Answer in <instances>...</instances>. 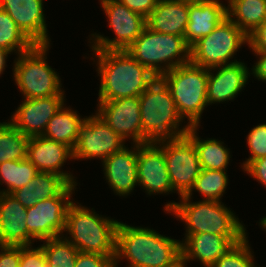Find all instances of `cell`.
Listing matches in <instances>:
<instances>
[{
  "label": "cell",
  "mask_w": 266,
  "mask_h": 267,
  "mask_svg": "<svg viewBox=\"0 0 266 267\" xmlns=\"http://www.w3.org/2000/svg\"><path fill=\"white\" fill-rule=\"evenodd\" d=\"M125 259L128 267H174L182 260L181 241L153 228L118 223L116 267Z\"/></svg>",
  "instance_id": "obj_1"
},
{
  "label": "cell",
  "mask_w": 266,
  "mask_h": 267,
  "mask_svg": "<svg viewBox=\"0 0 266 267\" xmlns=\"http://www.w3.org/2000/svg\"><path fill=\"white\" fill-rule=\"evenodd\" d=\"M100 86L98 102L139 96L157 78L127 50L92 49Z\"/></svg>",
  "instance_id": "obj_2"
},
{
  "label": "cell",
  "mask_w": 266,
  "mask_h": 267,
  "mask_svg": "<svg viewBox=\"0 0 266 267\" xmlns=\"http://www.w3.org/2000/svg\"><path fill=\"white\" fill-rule=\"evenodd\" d=\"M165 213L185 223V240L189 235L212 233L220 236H247L245 225L238 216L221 201L200 200L193 202L191 198L180 197V202H168L164 206Z\"/></svg>",
  "instance_id": "obj_3"
},
{
  "label": "cell",
  "mask_w": 266,
  "mask_h": 267,
  "mask_svg": "<svg viewBox=\"0 0 266 267\" xmlns=\"http://www.w3.org/2000/svg\"><path fill=\"white\" fill-rule=\"evenodd\" d=\"M139 103L144 143L181 137L189 131V124L182 127L184 119L160 77L139 95Z\"/></svg>",
  "instance_id": "obj_4"
},
{
  "label": "cell",
  "mask_w": 266,
  "mask_h": 267,
  "mask_svg": "<svg viewBox=\"0 0 266 267\" xmlns=\"http://www.w3.org/2000/svg\"><path fill=\"white\" fill-rule=\"evenodd\" d=\"M78 204L72 202L67 210L64 230L67 233L63 237L79 252L115 256L119 221L97 214L94 208Z\"/></svg>",
  "instance_id": "obj_5"
},
{
  "label": "cell",
  "mask_w": 266,
  "mask_h": 267,
  "mask_svg": "<svg viewBox=\"0 0 266 267\" xmlns=\"http://www.w3.org/2000/svg\"><path fill=\"white\" fill-rule=\"evenodd\" d=\"M169 87L180 116L190 126H201L200 119L208 107V69L193 64H182L160 77Z\"/></svg>",
  "instance_id": "obj_6"
},
{
  "label": "cell",
  "mask_w": 266,
  "mask_h": 267,
  "mask_svg": "<svg viewBox=\"0 0 266 267\" xmlns=\"http://www.w3.org/2000/svg\"><path fill=\"white\" fill-rule=\"evenodd\" d=\"M49 47V44H35L14 59L13 80L23 99L65 95L60 75L46 61Z\"/></svg>",
  "instance_id": "obj_7"
},
{
  "label": "cell",
  "mask_w": 266,
  "mask_h": 267,
  "mask_svg": "<svg viewBox=\"0 0 266 267\" xmlns=\"http://www.w3.org/2000/svg\"><path fill=\"white\" fill-rule=\"evenodd\" d=\"M127 51L157 77L190 62V46L185 37L158 33L147 26Z\"/></svg>",
  "instance_id": "obj_8"
},
{
  "label": "cell",
  "mask_w": 266,
  "mask_h": 267,
  "mask_svg": "<svg viewBox=\"0 0 266 267\" xmlns=\"http://www.w3.org/2000/svg\"><path fill=\"white\" fill-rule=\"evenodd\" d=\"M245 44L248 45V36L226 17L190 47V61L207 69L233 64L239 61L230 59Z\"/></svg>",
  "instance_id": "obj_9"
},
{
  "label": "cell",
  "mask_w": 266,
  "mask_h": 267,
  "mask_svg": "<svg viewBox=\"0 0 266 267\" xmlns=\"http://www.w3.org/2000/svg\"><path fill=\"white\" fill-rule=\"evenodd\" d=\"M107 16L108 26L115 34L114 38L92 33L89 40L91 49L99 50H127L142 34L146 25V18L131 11L118 0H99Z\"/></svg>",
  "instance_id": "obj_10"
},
{
  "label": "cell",
  "mask_w": 266,
  "mask_h": 267,
  "mask_svg": "<svg viewBox=\"0 0 266 267\" xmlns=\"http://www.w3.org/2000/svg\"><path fill=\"white\" fill-rule=\"evenodd\" d=\"M77 185L69 184L59 195L40 200L26 209L29 245L64 235L66 214Z\"/></svg>",
  "instance_id": "obj_11"
},
{
  "label": "cell",
  "mask_w": 266,
  "mask_h": 267,
  "mask_svg": "<svg viewBox=\"0 0 266 267\" xmlns=\"http://www.w3.org/2000/svg\"><path fill=\"white\" fill-rule=\"evenodd\" d=\"M166 166L174 193L179 197L187 195L193 188L201 172L198 152L192 140L187 136L160 140Z\"/></svg>",
  "instance_id": "obj_12"
},
{
  "label": "cell",
  "mask_w": 266,
  "mask_h": 267,
  "mask_svg": "<svg viewBox=\"0 0 266 267\" xmlns=\"http://www.w3.org/2000/svg\"><path fill=\"white\" fill-rule=\"evenodd\" d=\"M126 140L117 134L97 113L86 116L73 149V160L98 159L102 162L122 150Z\"/></svg>",
  "instance_id": "obj_13"
},
{
  "label": "cell",
  "mask_w": 266,
  "mask_h": 267,
  "mask_svg": "<svg viewBox=\"0 0 266 267\" xmlns=\"http://www.w3.org/2000/svg\"><path fill=\"white\" fill-rule=\"evenodd\" d=\"M96 113L124 140L144 144L139 96L98 102Z\"/></svg>",
  "instance_id": "obj_14"
},
{
  "label": "cell",
  "mask_w": 266,
  "mask_h": 267,
  "mask_svg": "<svg viewBox=\"0 0 266 267\" xmlns=\"http://www.w3.org/2000/svg\"><path fill=\"white\" fill-rule=\"evenodd\" d=\"M138 183L147 195L174 192L163 148L157 142L138 144Z\"/></svg>",
  "instance_id": "obj_15"
},
{
  "label": "cell",
  "mask_w": 266,
  "mask_h": 267,
  "mask_svg": "<svg viewBox=\"0 0 266 267\" xmlns=\"http://www.w3.org/2000/svg\"><path fill=\"white\" fill-rule=\"evenodd\" d=\"M23 100L9 122L28 137L42 136L48 121L65 104V95Z\"/></svg>",
  "instance_id": "obj_16"
},
{
  "label": "cell",
  "mask_w": 266,
  "mask_h": 267,
  "mask_svg": "<svg viewBox=\"0 0 266 267\" xmlns=\"http://www.w3.org/2000/svg\"><path fill=\"white\" fill-rule=\"evenodd\" d=\"M27 159L36 167L38 172L58 174L70 184H78L70 171L68 173L62 169L67 159H74L73 149L64 143L43 136L30 137L27 146Z\"/></svg>",
  "instance_id": "obj_17"
},
{
  "label": "cell",
  "mask_w": 266,
  "mask_h": 267,
  "mask_svg": "<svg viewBox=\"0 0 266 267\" xmlns=\"http://www.w3.org/2000/svg\"><path fill=\"white\" fill-rule=\"evenodd\" d=\"M244 61L208 69V106L234 99L246 87L251 72ZM218 70V71H217ZM215 72V73H214Z\"/></svg>",
  "instance_id": "obj_18"
},
{
  "label": "cell",
  "mask_w": 266,
  "mask_h": 267,
  "mask_svg": "<svg viewBox=\"0 0 266 267\" xmlns=\"http://www.w3.org/2000/svg\"><path fill=\"white\" fill-rule=\"evenodd\" d=\"M43 3V0H0V8L34 44L50 45Z\"/></svg>",
  "instance_id": "obj_19"
},
{
  "label": "cell",
  "mask_w": 266,
  "mask_h": 267,
  "mask_svg": "<svg viewBox=\"0 0 266 267\" xmlns=\"http://www.w3.org/2000/svg\"><path fill=\"white\" fill-rule=\"evenodd\" d=\"M133 146V147H132ZM129 149L125 146L122 150L111 154L102 161L104 178L111 190L119 197H128L138 183L137 156L138 144H133Z\"/></svg>",
  "instance_id": "obj_20"
},
{
  "label": "cell",
  "mask_w": 266,
  "mask_h": 267,
  "mask_svg": "<svg viewBox=\"0 0 266 267\" xmlns=\"http://www.w3.org/2000/svg\"><path fill=\"white\" fill-rule=\"evenodd\" d=\"M246 236H220L212 233L189 235L181 242L182 262L199 261L204 267H211L232 245Z\"/></svg>",
  "instance_id": "obj_21"
},
{
  "label": "cell",
  "mask_w": 266,
  "mask_h": 267,
  "mask_svg": "<svg viewBox=\"0 0 266 267\" xmlns=\"http://www.w3.org/2000/svg\"><path fill=\"white\" fill-rule=\"evenodd\" d=\"M222 2V3H221ZM227 17V6L220 0L189 1L185 41L191 47L210 34Z\"/></svg>",
  "instance_id": "obj_22"
},
{
  "label": "cell",
  "mask_w": 266,
  "mask_h": 267,
  "mask_svg": "<svg viewBox=\"0 0 266 267\" xmlns=\"http://www.w3.org/2000/svg\"><path fill=\"white\" fill-rule=\"evenodd\" d=\"M26 209L11 194L0 193V245H29Z\"/></svg>",
  "instance_id": "obj_23"
},
{
  "label": "cell",
  "mask_w": 266,
  "mask_h": 267,
  "mask_svg": "<svg viewBox=\"0 0 266 267\" xmlns=\"http://www.w3.org/2000/svg\"><path fill=\"white\" fill-rule=\"evenodd\" d=\"M188 19L189 0H160L146 18V25L158 33L184 37Z\"/></svg>",
  "instance_id": "obj_24"
},
{
  "label": "cell",
  "mask_w": 266,
  "mask_h": 267,
  "mask_svg": "<svg viewBox=\"0 0 266 267\" xmlns=\"http://www.w3.org/2000/svg\"><path fill=\"white\" fill-rule=\"evenodd\" d=\"M70 183L61 175L38 172L26 185L11 193L24 207H32L38 201L59 195Z\"/></svg>",
  "instance_id": "obj_25"
},
{
  "label": "cell",
  "mask_w": 266,
  "mask_h": 267,
  "mask_svg": "<svg viewBox=\"0 0 266 267\" xmlns=\"http://www.w3.org/2000/svg\"><path fill=\"white\" fill-rule=\"evenodd\" d=\"M64 104L57 113L48 121L43 137L64 143L75 148L79 132L86 116L82 118L77 112Z\"/></svg>",
  "instance_id": "obj_26"
},
{
  "label": "cell",
  "mask_w": 266,
  "mask_h": 267,
  "mask_svg": "<svg viewBox=\"0 0 266 267\" xmlns=\"http://www.w3.org/2000/svg\"><path fill=\"white\" fill-rule=\"evenodd\" d=\"M199 126H191L187 136L194 143L198 152L201 169L227 170L230 158L229 148L224 146V142L214 138L202 139L197 131Z\"/></svg>",
  "instance_id": "obj_27"
},
{
  "label": "cell",
  "mask_w": 266,
  "mask_h": 267,
  "mask_svg": "<svg viewBox=\"0 0 266 267\" xmlns=\"http://www.w3.org/2000/svg\"><path fill=\"white\" fill-rule=\"evenodd\" d=\"M227 3V17L247 36L266 20V0H228Z\"/></svg>",
  "instance_id": "obj_28"
},
{
  "label": "cell",
  "mask_w": 266,
  "mask_h": 267,
  "mask_svg": "<svg viewBox=\"0 0 266 267\" xmlns=\"http://www.w3.org/2000/svg\"><path fill=\"white\" fill-rule=\"evenodd\" d=\"M37 173L38 170L27 158L0 164V185H6V189H0V193L11 194L26 186Z\"/></svg>",
  "instance_id": "obj_29"
},
{
  "label": "cell",
  "mask_w": 266,
  "mask_h": 267,
  "mask_svg": "<svg viewBox=\"0 0 266 267\" xmlns=\"http://www.w3.org/2000/svg\"><path fill=\"white\" fill-rule=\"evenodd\" d=\"M29 138L9 121L0 122V164L26 159Z\"/></svg>",
  "instance_id": "obj_30"
},
{
  "label": "cell",
  "mask_w": 266,
  "mask_h": 267,
  "mask_svg": "<svg viewBox=\"0 0 266 267\" xmlns=\"http://www.w3.org/2000/svg\"><path fill=\"white\" fill-rule=\"evenodd\" d=\"M228 182L227 170L201 169L193 188L186 196L193 199V191H197L203 195L204 199L202 200L221 202V197L227 189Z\"/></svg>",
  "instance_id": "obj_31"
},
{
  "label": "cell",
  "mask_w": 266,
  "mask_h": 267,
  "mask_svg": "<svg viewBox=\"0 0 266 267\" xmlns=\"http://www.w3.org/2000/svg\"><path fill=\"white\" fill-rule=\"evenodd\" d=\"M35 44L23 33L9 14L0 8V48L16 56L28 51Z\"/></svg>",
  "instance_id": "obj_32"
},
{
  "label": "cell",
  "mask_w": 266,
  "mask_h": 267,
  "mask_svg": "<svg viewBox=\"0 0 266 267\" xmlns=\"http://www.w3.org/2000/svg\"><path fill=\"white\" fill-rule=\"evenodd\" d=\"M49 267H75L79 250L63 236L41 244Z\"/></svg>",
  "instance_id": "obj_33"
},
{
  "label": "cell",
  "mask_w": 266,
  "mask_h": 267,
  "mask_svg": "<svg viewBox=\"0 0 266 267\" xmlns=\"http://www.w3.org/2000/svg\"><path fill=\"white\" fill-rule=\"evenodd\" d=\"M248 236L232 245L211 267H256Z\"/></svg>",
  "instance_id": "obj_34"
},
{
  "label": "cell",
  "mask_w": 266,
  "mask_h": 267,
  "mask_svg": "<svg viewBox=\"0 0 266 267\" xmlns=\"http://www.w3.org/2000/svg\"><path fill=\"white\" fill-rule=\"evenodd\" d=\"M246 140L251 156L242 163V169L251 161L266 157V123L251 128Z\"/></svg>",
  "instance_id": "obj_35"
},
{
  "label": "cell",
  "mask_w": 266,
  "mask_h": 267,
  "mask_svg": "<svg viewBox=\"0 0 266 267\" xmlns=\"http://www.w3.org/2000/svg\"><path fill=\"white\" fill-rule=\"evenodd\" d=\"M19 267H49L42 246H20Z\"/></svg>",
  "instance_id": "obj_36"
},
{
  "label": "cell",
  "mask_w": 266,
  "mask_h": 267,
  "mask_svg": "<svg viewBox=\"0 0 266 267\" xmlns=\"http://www.w3.org/2000/svg\"><path fill=\"white\" fill-rule=\"evenodd\" d=\"M75 267H116L115 256L79 252Z\"/></svg>",
  "instance_id": "obj_37"
},
{
  "label": "cell",
  "mask_w": 266,
  "mask_h": 267,
  "mask_svg": "<svg viewBox=\"0 0 266 267\" xmlns=\"http://www.w3.org/2000/svg\"><path fill=\"white\" fill-rule=\"evenodd\" d=\"M20 246L0 245V267H19Z\"/></svg>",
  "instance_id": "obj_38"
},
{
  "label": "cell",
  "mask_w": 266,
  "mask_h": 267,
  "mask_svg": "<svg viewBox=\"0 0 266 267\" xmlns=\"http://www.w3.org/2000/svg\"><path fill=\"white\" fill-rule=\"evenodd\" d=\"M248 47L252 52H266V20L248 36Z\"/></svg>",
  "instance_id": "obj_39"
},
{
  "label": "cell",
  "mask_w": 266,
  "mask_h": 267,
  "mask_svg": "<svg viewBox=\"0 0 266 267\" xmlns=\"http://www.w3.org/2000/svg\"><path fill=\"white\" fill-rule=\"evenodd\" d=\"M243 171L266 188V157L251 161Z\"/></svg>",
  "instance_id": "obj_40"
},
{
  "label": "cell",
  "mask_w": 266,
  "mask_h": 267,
  "mask_svg": "<svg viewBox=\"0 0 266 267\" xmlns=\"http://www.w3.org/2000/svg\"><path fill=\"white\" fill-rule=\"evenodd\" d=\"M128 9L147 18L156 7L158 0H118Z\"/></svg>",
  "instance_id": "obj_41"
},
{
  "label": "cell",
  "mask_w": 266,
  "mask_h": 267,
  "mask_svg": "<svg viewBox=\"0 0 266 267\" xmlns=\"http://www.w3.org/2000/svg\"><path fill=\"white\" fill-rule=\"evenodd\" d=\"M258 60L254 63L251 69V74L257 80L266 83V52H253ZM259 56V57H258Z\"/></svg>",
  "instance_id": "obj_42"
},
{
  "label": "cell",
  "mask_w": 266,
  "mask_h": 267,
  "mask_svg": "<svg viewBox=\"0 0 266 267\" xmlns=\"http://www.w3.org/2000/svg\"><path fill=\"white\" fill-rule=\"evenodd\" d=\"M9 54L11 55L10 51L0 48V76L3 74V72L6 69L5 68L7 66L6 60Z\"/></svg>",
  "instance_id": "obj_43"
},
{
  "label": "cell",
  "mask_w": 266,
  "mask_h": 267,
  "mask_svg": "<svg viewBox=\"0 0 266 267\" xmlns=\"http://www.w3.org/2000/svg\"><path fill=\"white\" fill-rule=\"evenodd\" d=\"M259 225L260 227H262L263 230L265 229L264 231L266 232V216L260 219Z\"/></svg>",
  "instance_id": "obj_44"
},
{
  "label": "cell",
  "mask_w": 266,
  "mask_h": 267,
  "mask_svg": "<svg viewBox=\"0 0 266 267\" xmlns=\"http://www.w3.org/2000/svg\"><path fill=\"white\" fill-rule=\"evenodd\" d=\"M174 267H187L183 264L182 260Z\"/></svg>",
  "instance_id": "obj_45"
}]
</instances>
